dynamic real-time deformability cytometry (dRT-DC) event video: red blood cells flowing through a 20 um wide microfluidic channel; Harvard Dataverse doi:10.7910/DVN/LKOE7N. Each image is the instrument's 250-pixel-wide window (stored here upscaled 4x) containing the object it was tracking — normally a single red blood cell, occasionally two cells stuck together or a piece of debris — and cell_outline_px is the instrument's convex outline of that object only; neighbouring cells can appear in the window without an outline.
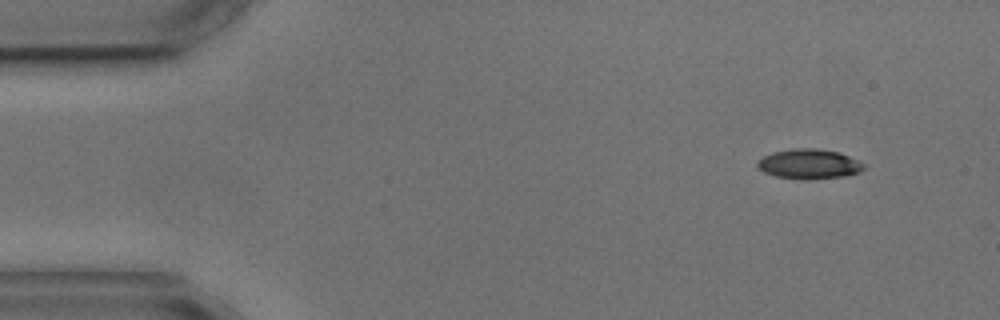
{"species": "common noctule bat (a hibernating species)", "species_latin": "Nyctalus noctula", "temperature_condition": "cold", "stored_images_in_passage": 5, "segment_of_instrument_passage": [1, 2], "camera_frame_rate_fps": 3000, "um_per_image_px": 0.085, "animal": {"sex": "male", "body_mass_g": 17.9, "forearm_length_mm": 54.2}, "frame": {"image": 1, "passage_image": 1, "time_ms": 0.0, "image_size_px": [1000, 320], "cell_outline_px": [[868, 164], [860, 172], [844, 176], [808, 180], [804, 180], [776, 176], [764, 172], [756, 168], [756, 160], [772, 152], [792, 148], [816, 148], [840, 152]], "centroid_in_image_um": [68.78, 13.93], "position_along_channel_um": 16.2, "area_um2": 18.9}}
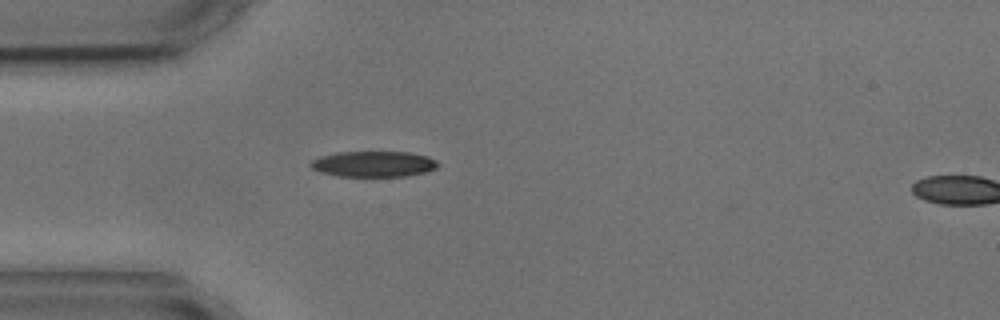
{"frame": {"image": 2, "passage_image": 4, "time_ms": 3.333, "image_size_px": [1000, 320], "cell_outline_px": [[440, 164], [436, 168], [424, 172], [408, 176], [336, 176], [320, 172], [312, 168], [308, 164], [312, 160], [320, 156], [336, 152], [408, 152], [428, 156], [436, 160]], "centroid_in_image_um": [31.74, 13.94], "position_along_channel_um": 53.3, "area_um2": 19.19}}